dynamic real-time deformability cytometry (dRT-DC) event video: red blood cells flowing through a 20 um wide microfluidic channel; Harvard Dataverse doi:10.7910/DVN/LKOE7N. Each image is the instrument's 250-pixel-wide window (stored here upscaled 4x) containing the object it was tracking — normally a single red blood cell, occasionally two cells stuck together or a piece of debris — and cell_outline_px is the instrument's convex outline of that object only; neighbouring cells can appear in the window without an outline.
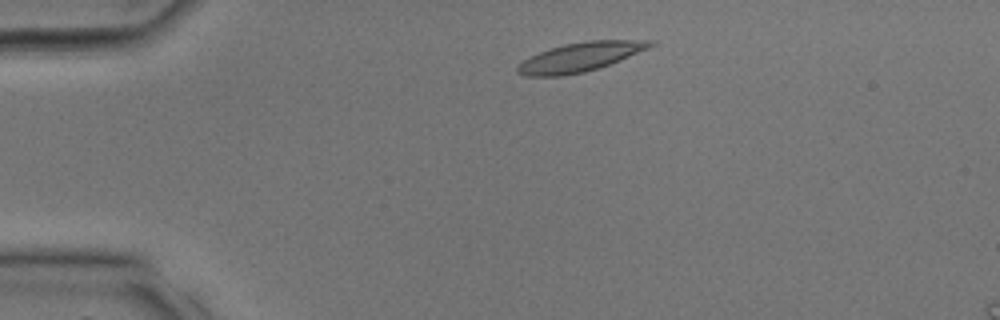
{"species": "common noctule bat (a hibernating species)", "species_latin": "Nyctalus noctula", "temperature_condition": "room temperature", "stored_images_in_passage": 7, "camera_frame_rate_fps": 3000, "um_per_image_px": 0.085, "animal": {"sex": "male", "body_mass_g": 17.9, "forearm_length_mm": 54.2}, "frame": {"image": 1, "passage_image": 3, "time_ms": 0.667, "image_size_px": [1000, 320], "cell_outline_px": [[656, 44], [648, 48], [620, 60], [600, 68], [584, 72], [560, 76], [528, 76], [516, 72], [516, 68], [524, 60], [540, 52], [564, 44], [588, 40], [656, 40]], "centroid_in_image_um": [49.35, 4.84], "position_along_channel_um": 35.6, "area_um2": 22.31}}